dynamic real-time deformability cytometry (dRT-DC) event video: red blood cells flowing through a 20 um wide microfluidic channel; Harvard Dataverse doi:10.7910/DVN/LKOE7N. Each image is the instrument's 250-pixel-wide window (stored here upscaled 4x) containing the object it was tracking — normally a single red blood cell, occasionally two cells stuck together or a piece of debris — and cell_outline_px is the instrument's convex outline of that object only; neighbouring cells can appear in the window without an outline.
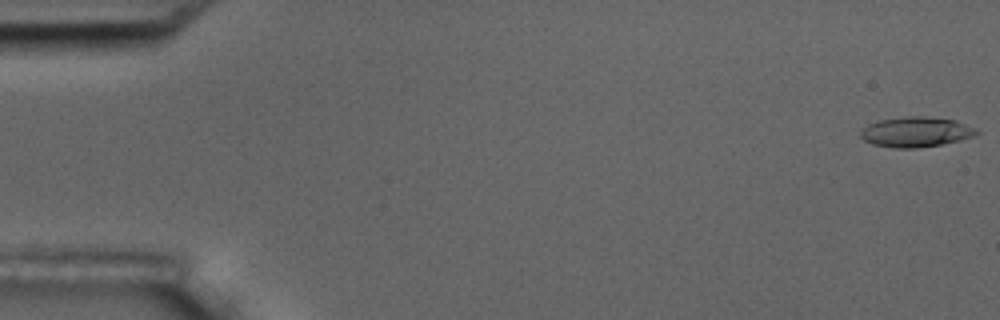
{"species": "common noctule bat (a hibernating species)", "species_latin": "Nyctalus noctula", "temperature_condition": "room temperature", "stored_images_in_passage": 5, "camera_frame_rate_fps": 3000, "um_per_image_px": 0.085, "animal": {"sex": "male", "body_mass_g": 17.5, "forearm_length_mm": 52.3}, "frame": {"image": 1, "passage_image": 1, "time_ms": 0.0, "image_size_px": [1000, 320], "cell_outline_px": [[980, 132], [972, 136], [960, 140], [940, 144], [916, 148], [896, 148], [872, 144], [864, 140], [860, 136], [860, 132], [868, 124], [876, 120], [904, 116], [924, 116], [956, 120]], "centroid_in_image_um": [77.79, 11.2], "position_along_channel_um": 7.2, "area_um2": 20.23}}
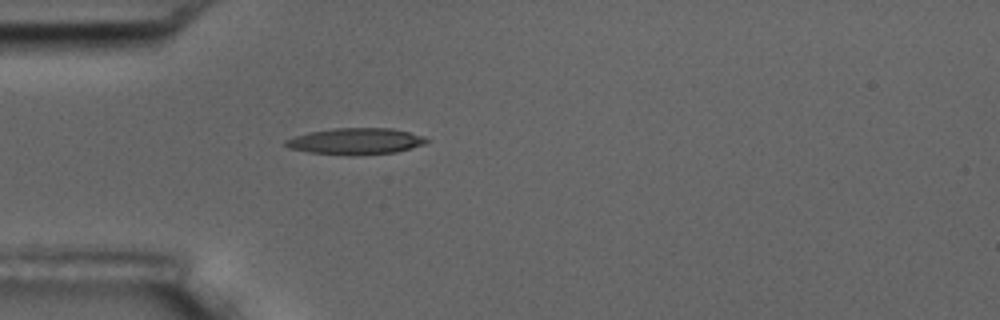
{"frame": {"image": 2, "passage_image": 5, "time_ms": 5.333, "image_size_px": [1000, 320], "cell_outline_px": [[428, 140], [424, 144], [396, 152], [308, 152], [288, 148], [284, 144], [284, 140], [308, 132], [336, 128], [392, 128], [424, 136]], "centroid_in_image_um": [30.22, 11.95], "position_along_channel_um": 54.8, "area_um2": 20.4}}